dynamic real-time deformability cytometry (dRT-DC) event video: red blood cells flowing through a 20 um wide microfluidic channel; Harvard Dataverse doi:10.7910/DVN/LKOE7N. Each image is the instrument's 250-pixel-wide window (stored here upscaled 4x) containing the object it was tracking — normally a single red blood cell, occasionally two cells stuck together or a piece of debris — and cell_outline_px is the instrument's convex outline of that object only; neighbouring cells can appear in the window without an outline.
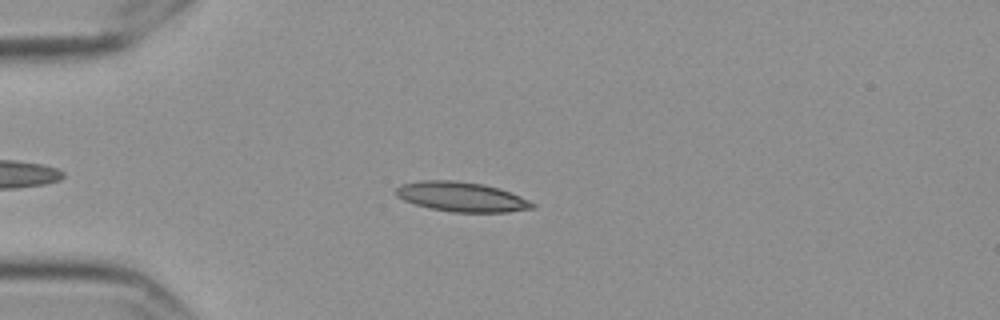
{"species": "Egyptian fruit bat (a non-hibernating species)", "species_latin": "Rousettus aegyptiacus", "temperature_condition": "cold", "stored_images_in_passage": 42, "camera_frame_rate_fps": 3000, "um_per_image_px": 0.085, "frame": {"image": 1, "passage_image": 4, "time_ms": 1.0, "image_size_px": [1000, 320], "cell_outline_px": [[536, 208], [508, 212], [452, 212], [428, 208], [404, 200], [396, 196], [396, 188], [400, 184], [420, 180], [456, 180], [484, 184], [500, 188], [520, 196], [536, 204]], "centroid_in_image_um": [39.24, 16.72], "position_along_channel_um": 45.8, "area_um2": 23.81}}
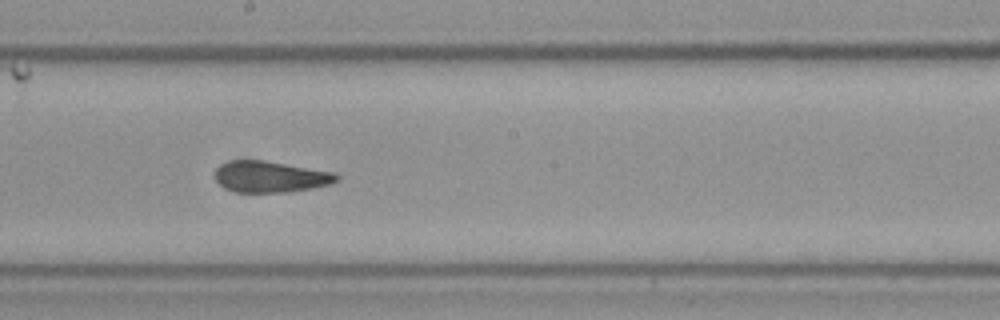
{"frame": {"image": 2, "passage_image": 21, "time_ms": 6.667, "image_size_px": [1000, 320], "cell_outline_px": [[340, 180], [332, 184], [312, 188], [288, 192], [236, 192], [224, 188], [212, 176], [216, 168], [220, 164], [232, 160], [264, 160], [336, 172], [340, 176]], "centroid_in_image_um": [23.0, 15.02], "position_along_channel_um": 225.2, "area_um2": 22.54}}
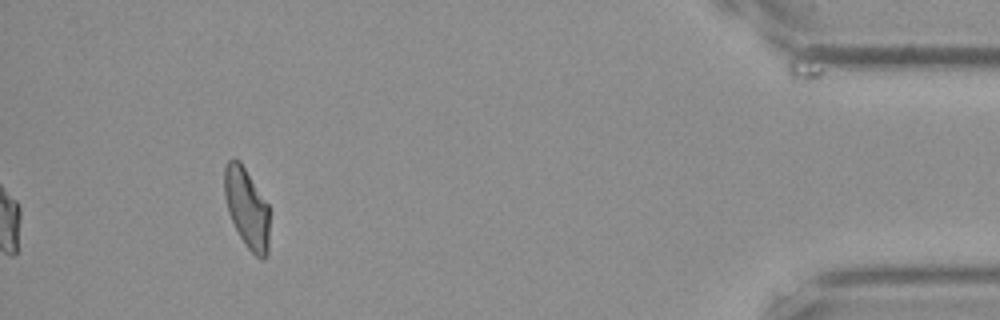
{"frame": {"image": 3, "passage_image": 42, "time_ms": 13.667, "image_size_px": [1000, 320], "cell_outline_px": [[268, 252], [264, 260], [260, 260], [244, 244], [228, 212], [224, 196], [224, 168], [228, 160], [240, 160], [268, 204]], "centroid_in_image_um": [20.97, 17.69], "position_along_channel_um": 414.2, "area_um2": 20.87}, "authors_computed_cell_mechanics": {"area_um2": 22.2241, "velocity_mm_per_s": 3.5515, "shape_relaxation_time_tau1_ms": null, "shape_relaxation_time_tau2_ms": 2.9086, "deformation_change_tau1": null, "deformation_change_tau2": 0.0971}}